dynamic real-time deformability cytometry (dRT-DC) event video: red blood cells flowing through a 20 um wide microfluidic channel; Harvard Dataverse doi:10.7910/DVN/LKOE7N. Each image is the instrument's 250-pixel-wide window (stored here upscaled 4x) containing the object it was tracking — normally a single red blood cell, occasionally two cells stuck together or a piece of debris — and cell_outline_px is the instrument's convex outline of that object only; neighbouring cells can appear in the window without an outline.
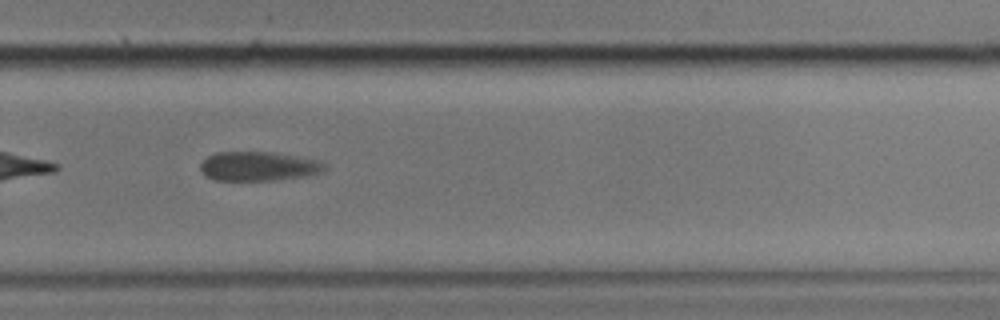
{"species": "common noctule bat (a hibernating species)", "species_latin": "Nyctalus noctula", "temperature_condition": "cold", "stored_images_in_passage": 59, "camera_frame_rate_fps": 3000, "um_per_image_px": 0.085, "animal": {"sex": "male", "body_mass_g": 17.9}, "frame": {"image": 1, "passage_image": 39, "time_ms": 12.667, "image_size_px": [1000, 320], "cell_outline_px": [[324, 168], [320, 172], [308, 176], [276, 180], [212, 180], [204, 176], [200, 172], [200, 164], [208, 156], [216, 152], [272, 152], [316, 160], [324, 164]], "centroid_in_image_um": [21.89, 14.14], "position_along_channel_um": 307.9, "area_um2": 21.1}}
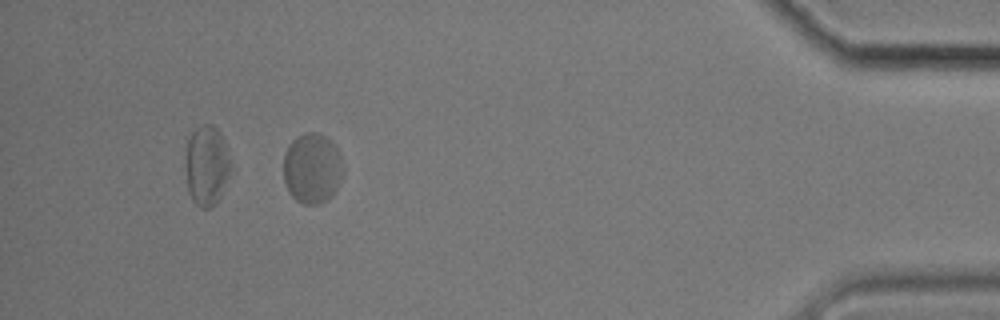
{"frame": {"image": 2, "passage_image": 53, "time_ms": 17.333, "image_size_px": [1000, 320], "cell_outline_px": [[344, 168], [340, 184], [328, 200], [320, 204], [304, 204], [296, 200], [288, 192], [284, 180], [284, 156], [288, 144], [296, 136], [304, 132], [316, 132], [324, 136], [336, 148], [340, 156]], "centroid_in_image_um": [26.53, 14.32], "position_along_channel_um": 408.7, "area_um2": 24.62}, "authors_computed_cell_mechanics": {"area_um2": 23.4668, "velocity_mm_per_s": 3.3407, "shape_relaxation_time_tau1_ms": 3.5473, "shape_relaxation_time_tau2_ms": 1.8163, "deformation_change_tau1": 0.0889, "deformation_change_tau2": 0.0559}}